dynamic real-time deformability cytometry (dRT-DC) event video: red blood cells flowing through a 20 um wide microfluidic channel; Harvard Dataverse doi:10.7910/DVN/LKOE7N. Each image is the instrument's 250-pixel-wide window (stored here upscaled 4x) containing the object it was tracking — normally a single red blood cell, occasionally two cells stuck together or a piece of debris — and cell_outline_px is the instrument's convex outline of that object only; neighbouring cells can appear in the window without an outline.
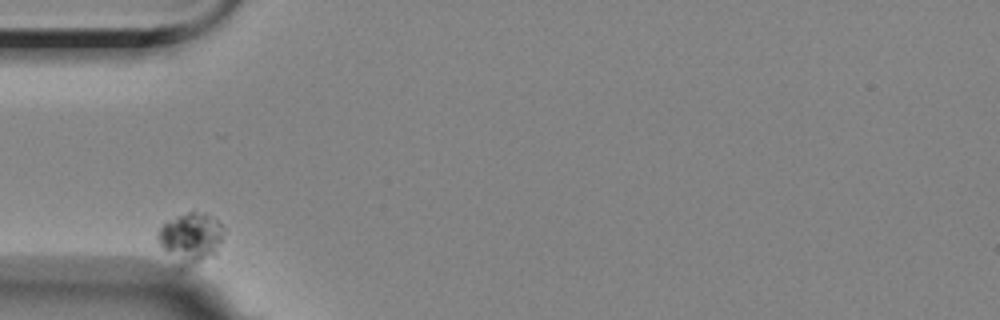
{"species": "Egyptian fruit bat (a non-hibernating species)", "species_latin": "Rousettus aegyptiacus", "temperature_condition": "room temperature", "stored_images_in_passage": 4, "camera_frame_rate_fps": 3000, "um_per_image_px": 0.085, "animal": {"sex": "female"}, "frame": {"image": 1, "passage_image": 1, "time_ms": 0.0, "image_size_px": [1000, 320], "cell_outline_px": [[224, 232], [216, 256], [184, 268], [176, 268], [160, 244], [156, 236], [160, 228], [164, 224], [176, 216], [188, 212], [208, 212], [224, 228]], "centroid_in_image_um": [16.22, 20.26], "position_along_channel_um": 68.8, "area_um2": 19.77}}
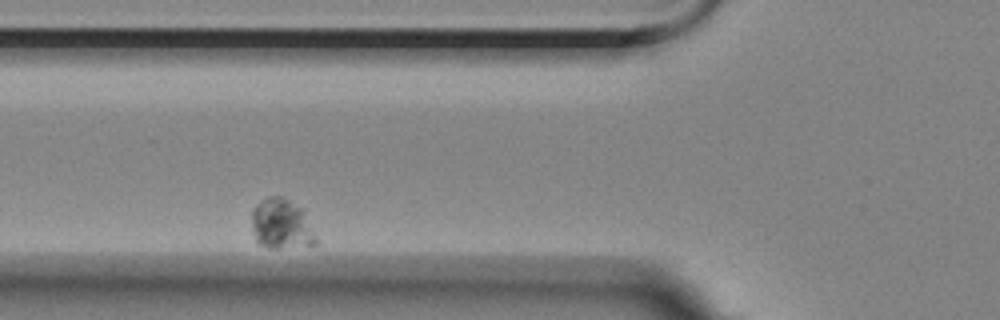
{"frame": {"image": 2, "passage_image": 2, "time_ms": 1.333, "image_size_px": [1000, 320], "cell_outline_px": [[316, 244], [280, 248], [268, 248], [256, 244], [252, 228], [252, 208], [260, 200], [268, 196], [280, 196], [304, 208], [316, 236]], "centroid_in_image_um": [23.9, 19.04], "position_along_channel_um": 101.9, "area_um2": 19.13}}
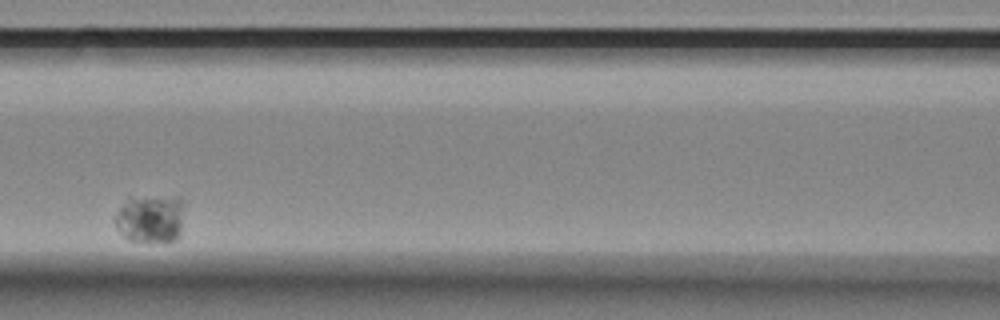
{"frame": {"image": 3, "passage_image": 4, "time_ms": 3.333, "image_size_px": [1000, 320], "cell_outline_px": [[184, 200], [180, 236], [176, 240], [168, 244], [148, 244], [128, 240], [116, 228], [112, 220], [112, 216], [128, 196], [180, 196]], "centroid_in_image_um": [12.77, 18.61], "position_along_channel_um": 153.8, "area_um2": 20.98}}